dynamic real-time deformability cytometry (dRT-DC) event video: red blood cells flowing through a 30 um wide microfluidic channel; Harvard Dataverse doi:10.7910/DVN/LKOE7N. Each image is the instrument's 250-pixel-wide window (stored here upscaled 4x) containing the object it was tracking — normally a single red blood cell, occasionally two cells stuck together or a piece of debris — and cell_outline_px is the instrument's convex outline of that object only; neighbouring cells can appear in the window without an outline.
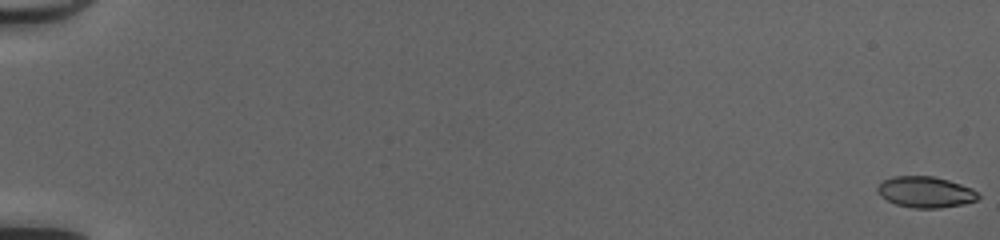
{"species": "common noctule bat (a hibernating species)", "species_latin": "Nyctalus noctula", "temperature_condition": "cold", "stored_images_in_passage": 52, "camera_frame_rate_fps": 3000, "um_per_image_px": 0.085, "animal": {"sex": "female", "body_mass_g": 20.0, "forearm_length_mm": 54.0}, "frame": {"image": 1, "passage_image": 1, "time_ms": 0.0, "image_size_px": [1000, 240], "cell_outline_px": [[980, 196], [976, 200], [964, 204], [940, 208], [912, 208], [896, 204], [880, 196], [876, 188], [884, 180], [892, 176], [932, 176], [948, 180], [972, 188]], "centroid_in_image_um": [78.66, 16.33], "position_along_channel_um": 6.3, "area_um2": 18.15}}
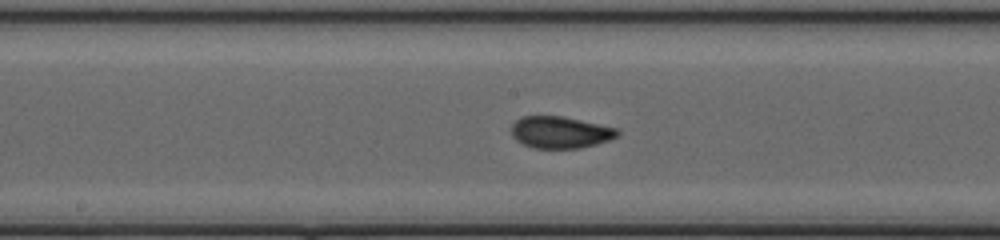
{"frame": {"image": 2, "passage_image": 30, "time_ms": 9.667, "image_size_px": [1000, 240], "cell_outline_px": [[620, 136], [596, 144], [580, 148], [532, 148], [516, 140], [512, 136], [512, 124], [520, 116], [564, 116], [620, 128]], "centroid_in_image_um": [47.66, 11.23], "position_along_channel_um": 200.5, "area_um2": 19.94}}
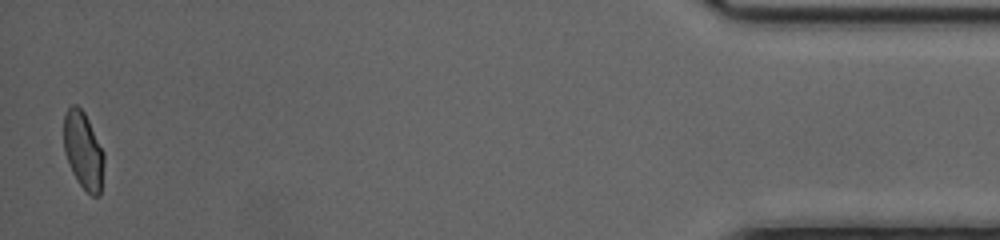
{"frame": {"image": 3, "passage_image": 52, "time_ms": 17.0, "image_size_px": [1000, 240], "cell_outline_px": [[104, 160], [100, 196], [92, 196], [80, 184], [72, 172], [64, 152], [64, 116], [68, 108], [72, 104], [76, 104], [84, 112], [104, 152]], "centroid_in_image_um": [7.08, 12.79], "position_along_channel_um": 428.1, "area_um2": 17.98}, "authors_computed_cell_mechanics": {"area_um2": 19.0451, "velocity_mm_per_s": 4.1647, "shape_relaxation_time_tau1_ms": 5.618, "shape_relaxation_time_tau2_ms": 0.6707, "deformation_change_tau1": 0.1611, "deformation_change_tau2": 0.0486}}